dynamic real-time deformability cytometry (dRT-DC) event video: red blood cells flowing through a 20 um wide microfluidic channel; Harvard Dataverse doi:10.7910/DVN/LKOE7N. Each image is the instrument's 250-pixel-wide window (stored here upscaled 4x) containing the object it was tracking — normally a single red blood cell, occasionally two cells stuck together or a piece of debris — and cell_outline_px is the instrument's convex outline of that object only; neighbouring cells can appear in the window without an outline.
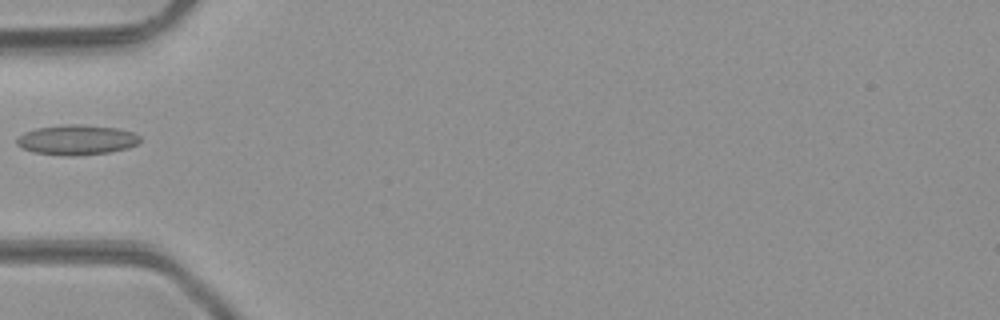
{"species": "common noctule bat (a hibernating species)", "species_latin": "Nyctalus noctula", "temperature_condition": "room temperature", "stored_images_in_passage": 30, "camera_frame_rate_fps": 3000, "um_per_image_px": 0.085, "animal": {"sex": "male", "body_mass_g": 23.1, "forearm_length_mm": 52.7}, "frame": {"image": 1, "passage_image": 1, "time_ms": 0.0, "image_size_px": [1000, 320], "cell_outline_px": [[140, 140], [136, 144], [128, 148], [108, 152], [72, 156], [64, 156], [32, 152], [16, 144], [16, 140], [24, 132], [36, 128], [64, 124], [80, 124], [116, 128], [132, 132], [140, 136]], "centroid_in_image_um": [6.5, 11.88], "position_along_channel_um": 78.5, "area_um2": 21.5}}
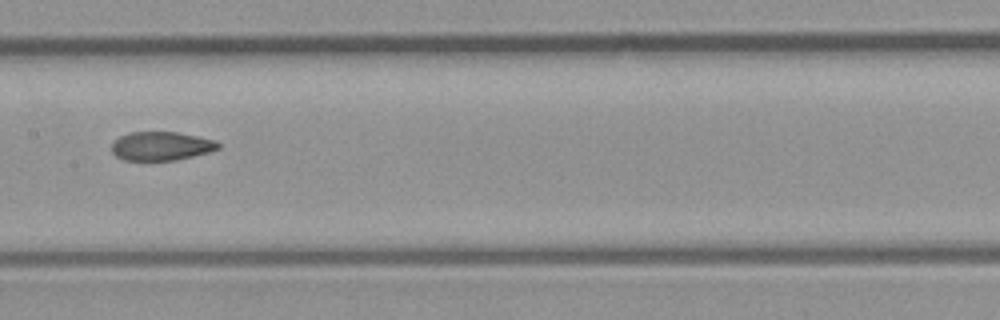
{"frame": {"image": 2, "passage_image": 9, "time_ms": 2.667, "image_size_px": [1000, 320], "cell_outline_px": [[220, 148], [208, 152], [176, 160], [124, 160], [116, 156], [112, 152], [112, 140], [128, 132], [176, 132], [216, 140], [220, 144]], "centroid_in_image_um": [13.68, 12.41], "position_along_channel_um": 193.7, "area_um2": 17.86}}
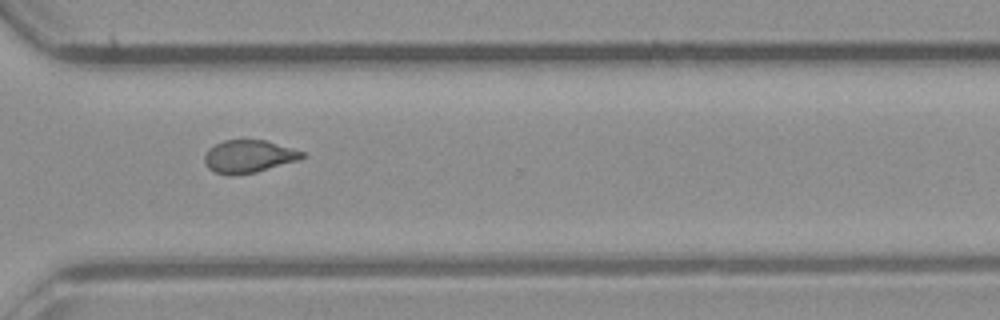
{"frame": {"image": 3, "passage_image": 20, "time_ms": 6.333, "image_size_px": [1000, 320], "cell_outline_px": [[304, 156], [300, 160], [256, 172], [216, 172], [208, 168], [204, 160], [204, 156], [208, 148], [224, 140], [268, 140], [304, 152]], "centroid_in_image_um": [21.18, 13.25], "position_along_channel_um": 349.4, "area_um2": 18.09}}